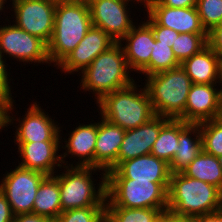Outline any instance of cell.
Masks as SVG:
<instances>
[{
    "label": "cell",
    "instance_id": "obj_26",
    "mask_svg": "<svg viewBox=\"0 0 222 222\" xmlns=\"http://www.w3.org/2000/svg\"><path fill=\"white\" fill-rule=\"evenodd\" d=\"M179 140V119H170L160 130L159 136L152 146L151 154L166 161H172Z\"/></svg>",
    "mask_w": 222,
    "mask_h": 222
},
{
    "label": "cell",
    "instance_id": "obj_1",
    "mask_svg": "<svg viewBox=\"0 0 222 222\" xmlns=\"http://www.w3.org/2000/svg\"><path fill=\"white\" fill-rule=\"evenodd\" d=\"M92 27L87 0L57 1L53 33L47 44L48 58L56 67Z\"/></svg>",
    "mask_w": 222,
    "mask_h": 222
},
{
    "label": "cell",
    "instance_id": "obj_21",
    "mask_svg": "<svg viewBox=\"0 0 222 222\" xmlns=\"http://www.w3.org/2000/svg\"><path fill=\"white\" fill-rule=\"evenodd\" d=\"M69 138L64 139L65 145L62 146L65 152L61 154V161L64 166H74L73 163L65 162V158L71 155L70 158L78 157L79 161L75 166L94 167L95 145L97 139V123L80 124L71 133ZM69 154V155H68Z\"/></svg>",
    "mask_w": 222,
    "mask_h": 222
},
{
    "label": "cell",
    "instance_id": "obj_31",
    "mask_svg": "<svg viewBox=\"0 0 222 222\" xmlns=\"http://www.w3.org/2000/svg\"><path fill=\"white\" fill-rule=\"evenodd\" d=\"M196 8L207 33L222 24V0H197Z\"/></svg>",
    "mask_w": 222,
    "mask_h": 222
},
{
    "label": "cell",
    "instance_id": "obj_19",
    "mask_svg": "<svg viewBox=\"0 0 222 222\" xmlns=\"http://www.w3.org/2000/svg\"><path fill=\"white\" fill-rule=\"evenodd\" d=\"M154 40L152 28L145 20L137 26L135 23L132 29L120 40L131 71L141 73L149 65Z\"/></svg>",
    "mask_w": 222,
    "mask_h": 222
},
{
    "label": "cell",
    "instance_id": "obj_27",
    "mask_svg": "<svg viewBox=\"0 0 222 222\" xmlns=\"http://www.w3.org/2000/svg\"><path fill=\"white\" fill-rule=\"evenodd\" d=\"M167 209L105 207L111 222H155Z\"/></svg>",
    "mask_w": 222,
    "mask_h": 222
},
{
    "label": "cell",
    "instance_id": "obj_44",
    "mask_svg": "<svg viewBox=\"0 0 222 222\" xmlns=\"http://www.w3.org/2000/svg\"><path fill=\"white\" fill-rule=\"evenodd\" d=\"M98 222H111L106 214Z\"/></svg>",
    "mask_w": 222,
    "mask_h": 222
},
{
    "label": "cell",
    "instance_id": "obj_37",
    "mask_svg": "<svg viewBox=\"0 0 222 222\" xmlns=\"http://www.w3.org/2000/svg\"><path fill=\"white\" fill-rule=\"evenodd\" d=\"M161 5L171 8L196 7L197 0H157Z\"/></svg>",
    "mask_w": 222,
    "mask_h": 222
},
{
    "label": "cell",
    "instance_id": "obj_8",
    "mask_svg": "<svg viewBox=\"0 0 222 222\" xmlns=\"http://www.w3.org/2000/svg\"><path fill=\"white\" fill-rule=\"evenodd\" d=\"M0 181V191L6 197L14 215L32 213L34 200L41 182L47 177L42 172L16 166Z\"/></svg>",
    "mask_w": 222,
    "mask_h": 222
},
{
    "label": "cell",
    "instance_id": "obj_10",
    "mask_svg": "<svg viewBox=\"0 0 222 222\" xmlns=\"http://www.w3.org/2000/svg\"><path fill=\"white\" fill-rule=\"evenodd\" d=\"M14 99L9 101L7 108V126L12 125L17 121L19 124L15 126V142H41V141H61L62 134L60 133L59 123L54 122L47 112H45L39 104L33 102L29 105L25 115L22 116L21 120L12 114L14 107Z\"/></svg>",
    "mask_w": 222,
    "mask_h": 222
},
{
    "label": "cell",
    "instance_id": "obj_5",
    "mask_svg": "<svg viewBox=\"0 0 222 222\" xmlns=\"http://www.w3.org/2000/svg\"><path fill=\"white\" fill-rule=\"evenodd\" d=\"M155 115L185 122V106L192 81L181 67L145 76Z\"/></svg>",
    "mask_w": 222,
    "mask_h": 222
},
{
    "label": "cell",
    "instance_id": "obj_41",
    "mask_svg": "<svg viewBox=\"0 0 222 222\" xmlns=\"http://www.w3.org/2000/svg\"><path fill=\"white\" fill-rule=\"evenodd\" d=\"M163 222H194L193 218L175 216L172 213L166 211L163 212Z\"/></svg>",
    "mask_w": 222,
    "mask_h": 222
},
{
    "label": "cell",
    "instance_id": "obj_45",
    "mask_svg": "<svg viewBox=\"0 0 222 222\" xmlns=\"http://www.w3.org/2000/svg\"><path fill=\"white\" fill-rule=\"evenodd\" d=\"M217 159H218V162H219V164H220V166L222 168V156L217 157Z\"/></svg>",
    "mask_w": 222,
    "mask_h": 222
},
{
    "label": "cell",
    "instance_id": "obj_28",
    "mask_svg": "<svg viewBox=\"0 0 222 222\" xmlns=\"http://www.w3.org/2000/svg\"><path fill=\"white\" fill-rule=\"evenodd\" d=\"M179 66H181V64L177 61L172 47H169L160 41L154 40V47L152 48L150 63L141 72V74L150 76L177 68Z\"/></svg>",
    "mask_w": 222,
    "mask_h": 222
},
{
    "label": "cell",
    "instance_id": "obj_30",
    "mask_svg": "<svg viewBox=\"0 0 222 222\" xmlns=\"http://www.w3.org/2000/svg\"><path fill=\"white\" fill-rule=\"evenodd\" d=\"M203 150L215 157L222 156V117L199 124Z\"/></svg>",
    "mask_w": 222,
    "mask_h": 222
},
{
    "label": "cell",
    "instance_id": "obj_36",
    "mask_svg": "<svg viewBox=\"0 0 222 222\" xmlns=\"http://www.w3.org/2000/svg\"><path fill=\"white\" fill-rule=\"evenodd\" d=\"M13 218L11 206L0 191V222H12Z\"/></svg>",
    "mask_w": 222,
    "mask_h": 222
},
{
    "label": "cell",
    "instance_id": "obj_9",
    "mask_svg": "<svg viewBox=\"0 0 222 222\" xmlns=\"http://www.w3.org/2000/svg\"><path fill=\"white\" fill-rule=\"evenodd\" d=\"M14 24L29 34L42 39L46 44L51 39L54 21L55 0H10ZM14 9V10H13Z\"/></svg>",
    "mask_w": 222,
    "mask_h": 222
},
{
    "label": "cell",
    "instance_id": "obj_35",
    "mask_svg": "<svg viewBox=\"0 0 222 222\" xmlns=\"http://www.w3.org/2000/svg\"><path fill=\"white\" fill-rule=\"evenodd\" d=\"M208 46L221 58L222 60V24L215 26L208 32Z\"/></svg>",
    "mask_w": 222,
    "mask_h": 222
},
{
    "label": "cell",
    "instance_id": "obj_42",
    "mask_svg": "<svg viewBox=\"0 0 222 222\" xmlns=\"http://www.w3.org/2000/svg\"><path fill=\"white\" fill-rule=\"evenodd\" d=\"M133 1V4H135L134 2L136 1L137 2V4H139V2H140V4L141 5H144V8L152 1V0H132Z\"/></svg>",
    "mask_w": 222,
    "mask_h": 222
},
{
    "label": "cell",
    "instance_id": "obj_17",
    "mask_svg": "<svg viewBox=\"0 0 222 222\" xmlns=\"http://www.w3.org/2000/svg\"><path fill=\"white\" fill-rule=\"evenodd\" d=\"M169 120V118L155 115L145 124L126 130L119 149L118 165L123 161L151 154L152 146L157 140L161 128Z\"/></svg>",
    "mask_w": 222,
    "mask_h": 222
},
{
    "label": "cell",
    "instance_id": "obj_12",
    "mask_svg": "<svg viewBox=\"0 0 222 222\" xmlns=\"http://www.w3.org/2000/svg\"><path fill=\"white\" fill-rule=\"evenodd\" d=\"M87 2L92 26L103 29L115 42H120L135 25L128 7L132 0H87Z\"/></svg>",
    "mask_w": 222,
    "mask_h": 222
},
{
    "label": "cell",
    "instance_id": "obj_34",
    "mask_svg": "<svg viewBox=\"0 0 222 222\" xmlns=\"http://www.w3.org/2000/svg\"><path fill=\"white\" fill-rule=\"evenodd\" d=\"M4 58V59H3ZM6 59L5 56L2 55L0 52V94L4 97H6L9 101L13 100L12 92H11V86H10V72H8L7 68L9 67L8 64L6 65ZM12 96V97H11Z\"/></svg>",
    "mask_w": 222,
    "mask_h": 222
},
{
    "label": "cell",
    "instance_id": "obj_4",
    "mask_svg": "<svg viewBox=\"0 0 222 222\" xmlns=\"http://www.w3.org/2000/svg\"><path fill=\"white\" fill-rule=\"evenodd\" d=\"M136 83L105 95L96 103L101 117L125 131L135 129L155 116L145 85L138 90Z\"/></svg>",
    "mask_w": 222,
    "mask_h": 222
},
{
    "label": "cell",
    "instance_id": "obj_43",
    "mask_svg": "<svg viewBox=\"0 0 222 222\" xmlns=\"http://www.w3.org/2000/svg\"><path fill=\"white\" fill-rule=\"evenodd\" d=\"M8 0H0V12H4V9L6 8L4 4H6Z\"/></svg>",
    "mask_w": 222,
    "mask_h": 222
},
{
    "label": "cell",
    "instance_id": "obj_22",
    "mask_svg": "<svg viewBox=\"0 0 222 222\" xmlns=\"http://www.w3.org/2000/svg\"><path fill=\"white\" fill-rule=\"evenodd\" d=\"M181 67L194 84L219 83L218 86H222V60L208 45L186 59Z\"/></svg>",
    "mask_w": 222,
    "mask_h": 222
},
{
    "label": "cell",
    "instance_id": "obj_39",
    "mask_svg": "<svg viewBox=\"0 0 222 222\" xmlns=\"http://www.w3.org/2000/svg\"><path fill=\"white\" fill-rule=\"evenodd\" d=\"M194 222H222V209L213 213L193 217Z\"/></svg>",
    "mask_w": 222,
    "mask_h": 222
},
{
    "label": "cell",
    "instance_id": "obj_33",
    "mask_svg": "<svg viewBox=\"0 0 222 222\" xmlns=\"http://www.w3.org/2000/svg\"><path fill=\"white\" fill-rule=\"evenodd\" d=\"M146 17L148 18L146 23L152 28L155 40L172 47V44L175 42L180 33L168 27L158 25L148 14Z\"/></svg>",
    "mask_w": 222,
    "mask_h": 222
},
{
    "label": "cell",
    "instance_id": "obj_16",
    "mask_svg": "<svg viewBox=\"0 0 222 222\" xmlns=\"http://www.w3.org/2000/svg\"><path fill=\"white\" fill-rule=\"evenodd\" d=\"M61 143L62 141L16 142L17 152L22 158L18 166L42 172L47 176L58 173L57 167L62 169L63 166L61 155H58L62 148Z\"/></svg>",
    "mask_w": 222,
    "mask_h": 222
},
{
    "label": "cell",
    "instance_id": "obj_46",
    "mask_svg": "<svg viewBox=\"0 0 222 222\" xmlns=\"http://www.w3.org/2000/svg\"><path fill=\"white\" fill-rule=\"evenodd\" d=\"M155 222H163V213L161 214V216L159 217V219H157Z\"/></svg>",
    "mask_w": 222,
    "mask_h": 222
},
{
    "label": "cell",
    "instance_id": "obj_38",
    "mask_svg": "<svg viewBox=\"0 0 222 222\" xmlns=\"http://www.w3.org/2000/svg\"><path fill=\"white\" fill-rule=\"evenodd\" d=\"M12 222H53L52 220L33 213L14 215Z\"/></svg>",
    "mask_w": 222,
    "mask_h": 222
},
{
    "label": "cell",
    "instance_id": "obj_23",
    "mask_svg": "<svg viewBox=\"0 0 222 222\" xmlns=\"http://www.w3.org/2000/svg\"><path fill=\"white\" fill-rule=\"evenodd\" d=\"M179 147L169 163L170 173L182 172L202 151L203 141L199 124L179 119Z\"/></svg>",
    "mask_w": 222,
    "mask_h": 222
},
{
    "label": "cell",
    "instance_id": "obj_2",
    "mask_svg": "<svg viewBox=\"0 0 222 222\" xmlns=\"http://www.w3.org/2000/svg\"><path fill=\"white\" fill-rule=\"evenodd\" d=\"M222 209V191L204 181L187 177L182 172L170 177L167 211L175 216L193 218Z\"/></svg>",
    "mask_w": 222,
    "mask_h": 222
},
{
    "label": "cell",
    "instance_id": "obj_24",
    "mask_svg": "<svg viewBox=\"0 0 222 222\" xmlns=\"http://www.w3.org/2000/svg\"><path fill=\"white\" fill-rule=\"evenodd\" d=\"M61 212L58 178L55 175L47 176L38 188L32 213L54 222Z\"/></svg>",
    "mask_w": 222,
    "mask_h": 222
},
{
    "label": "cell",
    "instance_id": "obj_11",
    "mask_svg": "<svg viewBox=\"0 0 222 222\" xmlns=\"http://www.w3.org/2000/svg\"><path fill=\"white\" fill-rule=\"evenodd\" d=\"M10 23L9 21L8 25H0V52L2 55L4 56L6 53L5 57L8 55L18 62H25L24 64L45 62L50 66L47 44L42 39Z\"/></svg>",
    "mask_w": 222,
    "mask_h": 222
},
{
    "label": "cell",
    "instance_id": "obj_18",
    "mask_svg": "<svg viewBox=\"0 0 222 222\" xmlns=\"http://www.w3.org/2000/svg\"><path fill=\"white\" fill-rule=\"evenodd\" d=\"M147 14L161 26L178 33L208 34L202 27L196 7L171 8L152 0L146 7Z\"/></svg>",
    "mask_w": 222,
    "mask_h": 222
},
{
    "label": "cell",
    "instance_id": "obj_32",
    "mask_svg": "<svg viewBox=\"0 0 222 222\" xmlns=\"http://www.w3.org/2000/svg\"><path fill=\"white\" fill-rule=\"evenodd\" d=\"M106 206H90L66 210L54 222H98L105 215Z\"/></svg>",
    "mask_w": 222,
    "mask_h": 222
},
{
    "label": "cell",
    "instance_id": "obj_20",
    "mask_svg": "<svg viewBox=\"0 0 222 222\" xmlns=\"http://www.w3.org/2000/svg\"><path fill=\"white\" fill-rule=\"evenodd\" d=\"M124 135V129L103 117L97 121L94 168L107 172L118 166V154Z\"/></svg>",
    "mask_w": 222,
    "mask_h": 222
},
{
    "label": "cell",
    "instance_id": "obj_13",
    "mask_svg": "<svg viewBox=\"0 0 222 222\" xmlns=\"http://www.w3.org/2000/svg\"><path fill=\"white\" fill-rule=\"evenodd\" d=\"M216 86L192 84L185 106L186 123L200 124L222 117V86Z\"/></svg>",
    "mask_w": 222,
    "mask_h": 222
},
{
    "label": "cell",
    "instance_id": "obj_7",
    "mask_svg": "<svg viewBox=\"0 0 222 222\" xmlns=\"http://www.w3.org/2000/svg\"><path fill=\"white\" fill-rule=\"evenodd\" d=\"M169 183L106 179V207L167 209Z\"/></svg>",
    "mask_w": 222,
    "mask_h": 222
},
{
    "label": "cell",
    "instance_id": "obj_29",
    "mask_svg": "<svg viewBox=\"0 0 222 222\" xmlns=\"http://www.w3.org/2000/svg\"><path fill=\"white\" fill-rule=\"evenodd\" d=\"M208 34L180 33L172 44L177 61L182 64L208 45Z\"/></svg>",
    "mask_w": 222,
    "mask_h": 222
},
{
    "label": "cell",
    "instance_id": "obj_6",
    "mask_svg": "<svg viewBox=\"0 0 222 222\" xmlns=\"http://www.w3.org/2000/svg\"><path fill=\"white\" fill-rule=\"evenodd\" d=\"M62 168L65 169L64 172L54 174L58 178L62 212L90 206H106V172L104 170L64 165ZM95 171L100 172L101 175L98 186H95L96 180L92 178Z\"/></svg>",
    "mask_w": 222,
    "mask_h": 222
},
{
    "label": "cell",
    "instance_id": "obj_3",
    "mask_svg": "<svg viewBox=\"0 0 222 222\" xmlns=\"http://www.w3.org/2000/svg\"><path fill=\"white\" fill-rule=\"evenodd\" d=\"M131 72L121 43L115 42L80 73V88L84 92H94L97 103L105 95L133 84L135 80Z\"/></svg>",
    "mask_w": 222,
    "mask_h": 222
},
{
    "label": "cell",
    "instance_id": "obj_25",
    "mask_svg": "<svg viewBox=\"0 0 222 222\" xmlns=\"http://www.w3.org/2000/svg\"><path fill=\"white\" fill-rule=\"evenodd\" d=\"M192 177L212 184L222 191V168L217 157L204 150L182 171Z\"/></svg>",
    "mask_w": 222,
    "mask_h": 222
},
{
    "label": "cell",
    "instance_id": "obj_15",
    "mask_svg": "<svg viewBox=\"0 0 222 222\" xmlns=\"http://www.w3.org/2000/svg\"><path fill=\"white\" fill-rule=\"evenodd\" d=\"M114 43L115 41L103 29L92 26L76 48L57 65V68L65 74L82 73L99 54Z\"/></svg>",
    "mask_w": 222,
    "mask_h": 222
},
{
    "label": "cell",
    "instance_id": "obj_40",
    "mask_svg": "<svg viewBox=\"0 0 222 222\" xmlns=\"http://www.w3.org/2000/svg\"><path fill=\"white\" fill-rule=\"evenodd\" d=\"M9 100L0 94V131L7 127V108Z\"/></svg>",
    "mask_w": 222,
    "mask_h": 222
},
{
    "label": "cell",
    "instance_id": "obj_14",
    "mask_svg": "<svg viewBox=\"0 0 222 222\" xmlns=\"http://www.w3.org/2000/svg\"><path fill=\"white\" fill-rule=\"evenodd\" d=\"M169 164L152 154L139 156L121 162L115 169L106 172V179H134L170 183Z\"/></svg>",
    "mask_w": 222,
    "mask_h": 222
}]
</instances>
